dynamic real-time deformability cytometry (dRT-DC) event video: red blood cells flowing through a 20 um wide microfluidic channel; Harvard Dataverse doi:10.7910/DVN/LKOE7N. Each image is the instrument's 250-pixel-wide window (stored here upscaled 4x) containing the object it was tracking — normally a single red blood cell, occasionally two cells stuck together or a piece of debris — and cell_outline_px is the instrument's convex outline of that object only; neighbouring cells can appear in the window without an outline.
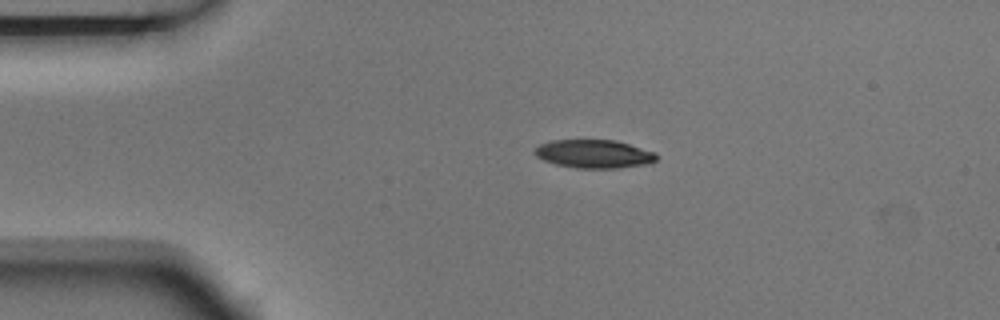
{"species": "Egyptian fruit bat (a non-hibernating species)", "species_latin": "Rousettus aegyptiacus", "temperature_condition": "room temperature", "stored_images_in_passage": 2, "camera_frame_rate_fps": 3000, "um_per_image_px": 0.085, "animal": {"sex": "male"}, "frame": {"image": 1, "passage_image": 1, "time_ms": 0.0, "image_size_px": [1000, 320], "cell_outline_px": [[656, 160], [652, 164], [616, 168], [576, 168], [556, 164], [544, 160], [536, 156], [532, 152], [540, 144], [552, 140], [616, 140], [656, 152]], "centroid_in_image_um": [50.51, 13.08], "position_along_channel_um": 34.5, "area_um2": 20.23}}